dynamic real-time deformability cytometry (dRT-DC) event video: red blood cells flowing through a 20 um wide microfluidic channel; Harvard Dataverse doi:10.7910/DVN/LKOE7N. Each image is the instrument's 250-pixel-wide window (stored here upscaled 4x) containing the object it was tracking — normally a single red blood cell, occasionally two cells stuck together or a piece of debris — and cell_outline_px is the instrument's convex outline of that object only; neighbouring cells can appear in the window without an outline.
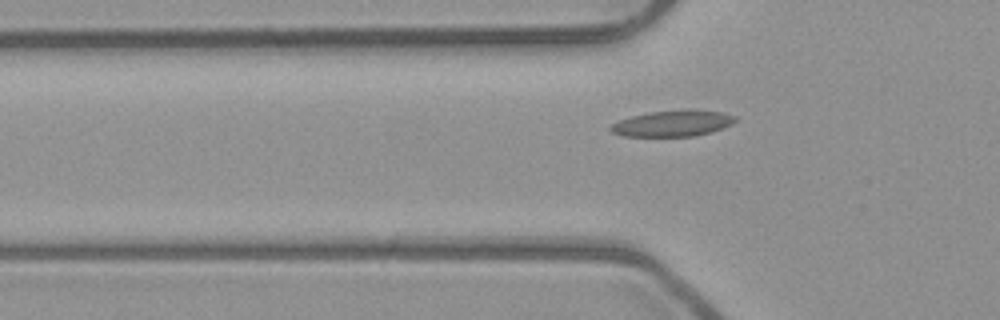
{"species": "common noctule bat (a hibernating species)", "species_latin": "Nyctalus noctula", "temperature_condition": "room temperature", "stored_images_in_passage": 5, "segment_of_instrument_passage": [2, 2], "camera_frame_rate_fps": 3000, "um_per_image_px": 0.085, "animal": {"sex": "male", "body_mass_g": 23.1, "forearm_length_mm": 52.7}, "frame": {"image": 1, "passage_image": 5, "time_ms": 1.333, "image_size_px": [1000, 320], "cell_outline_px": [[736, 120], [732, 124], [708, 132], [692, 136], [624, 136], [612, 132], [608, 128], [608, 124], [632, 116], [648, 112], [688, 108], [692, 108], [724, 112], [736, 116]], "centroid_in_image_um": [57.16, 10.46], "position_along_channel_um": 68.6, "area_um2": 19.19}}